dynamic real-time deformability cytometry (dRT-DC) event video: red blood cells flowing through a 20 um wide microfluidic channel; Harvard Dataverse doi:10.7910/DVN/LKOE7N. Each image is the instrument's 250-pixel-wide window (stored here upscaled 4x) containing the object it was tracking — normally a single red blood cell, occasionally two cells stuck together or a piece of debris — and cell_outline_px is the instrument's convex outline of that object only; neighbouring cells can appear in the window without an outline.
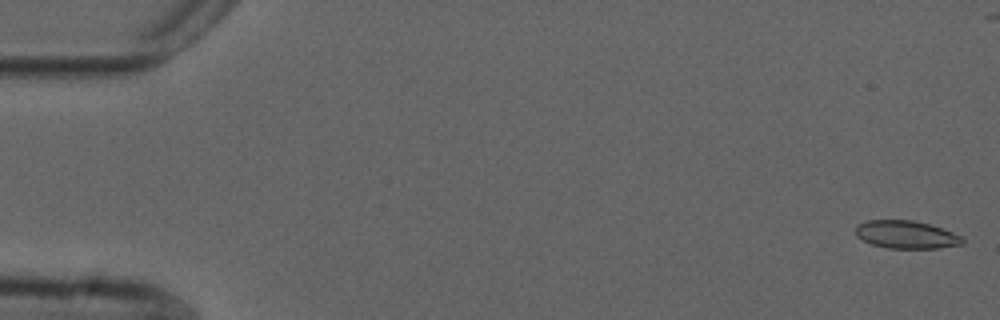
{"species": "common noctule bat (a hibernating species)", "species_latin": "Nyctalus noctula", "temperature_condition": "cold", "stored_images_in_passage": 55, "camera_frame_rate_fps": 3000, "um_per_image_px": 0.085, "animal": {"sex": "male", "forearm_length_mm": 52.5}, "frame": {"image": 1, "passage_image": 1, "time_ms": 0.0, "image_size_px": [1000, 320], "cell_outline_px": [[964, 244], [940, 248], [888, 248], [872, 244], [856, 236], [856, 228], [860, 224], [868, 220], [912, 220], [928, 224], [964, 236]], "centroid_in_image_um": [77.07, 19.95], "position_along_channel_um": 7.9, "area_um2": 17.22}}
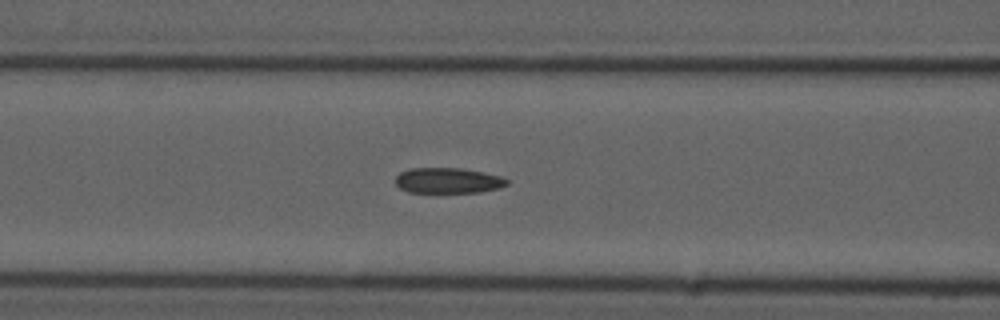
{"frame": {"image": 2, "passage_image": 22, "time_ms": 7.0, "image_size_px": [1000, 320], "cell_outline_px": [[508, 184], [500, 188], [480, 192], [408, 192], [400, 188], [396, 184], [396, 176], [400, 172], [412, 168], [460, 168], [500, 176], [508, 180]], "centroid_in_image_um": [38.07, 15.35], "position_along_channel_um": 128.5, "area_um2": 16.42}}
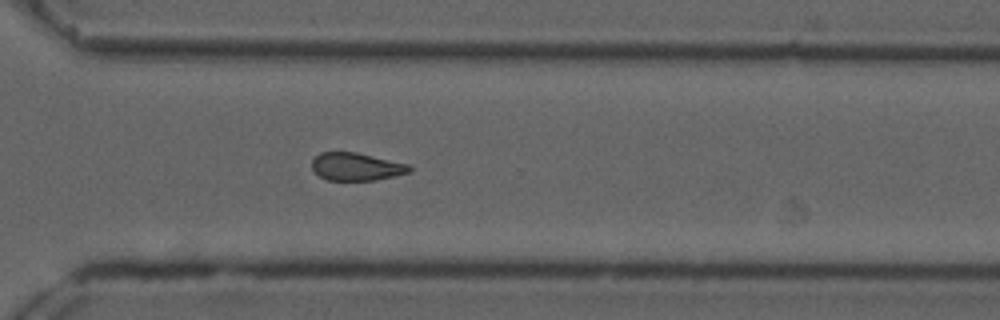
{"frame": {"image": 3, "passage_image": 39, "time_ms": 12.667, "image_size_px": [1000, 320], "cell_outline_px": [[412, 172], [376, 180], [328, 180], [320, 176], [312, 168], [312, 160], [320, 152], [356, 152], [408, 164], [412, 168]], "centroid_in_image_um": [30.3, 14.17], "position_along_channel_um": 340.3, "area_um2": 15.72}, "authors_computed_cell_mechanics": {"area_um2": 16.9932, "velocity_mm_per_s": 3.7437, "shape_relaxation_time_tau1_ms": null, "shape_relaxation_time_tau2_ms": 3.5738, "deformation_change_tau1": null, "deformation_change_tau2": 0.0931}}